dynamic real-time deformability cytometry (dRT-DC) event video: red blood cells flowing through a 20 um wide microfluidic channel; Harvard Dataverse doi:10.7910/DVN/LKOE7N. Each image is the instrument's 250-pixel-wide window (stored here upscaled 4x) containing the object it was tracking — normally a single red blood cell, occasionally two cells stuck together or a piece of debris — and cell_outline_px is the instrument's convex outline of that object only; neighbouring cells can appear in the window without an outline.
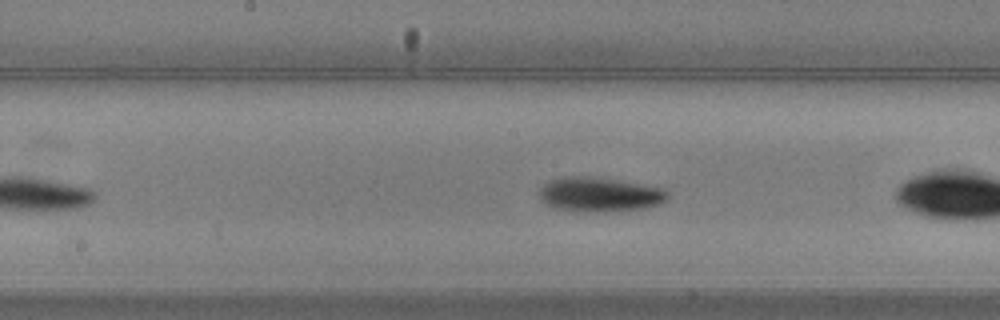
{"species": "common noctule bat (a hibernating species)", "species_latin": "Nyctalus noctula", "temperature_condition": "warm", "stored_images_in_passage": 21, "camera_frame_rate_fps": 3000, "um_per_image_px": 0.085, "animal": {"sex": "male", "body_mass_g": 20.5, "forearm_length_mm": 52.5}, "frame": {"image": 1, "passage_image": 7, "time_ms": 2.0, "image_size_px": [1000, 320], "cell_outline_px": [[668, 196], [660, 204], [644, 208], [620, 212], [576, 212], [552, 208], [544, 204], [540, 200], [540, 188], [548, 180], [564, 176], [588, 176], [616, 180], [640, 184], [660, 188], [668, 192]], "centroid_in_image_um": [50.89, 16.56], "position_along_channel_um": 197.3, "area_um2": 26.18}}